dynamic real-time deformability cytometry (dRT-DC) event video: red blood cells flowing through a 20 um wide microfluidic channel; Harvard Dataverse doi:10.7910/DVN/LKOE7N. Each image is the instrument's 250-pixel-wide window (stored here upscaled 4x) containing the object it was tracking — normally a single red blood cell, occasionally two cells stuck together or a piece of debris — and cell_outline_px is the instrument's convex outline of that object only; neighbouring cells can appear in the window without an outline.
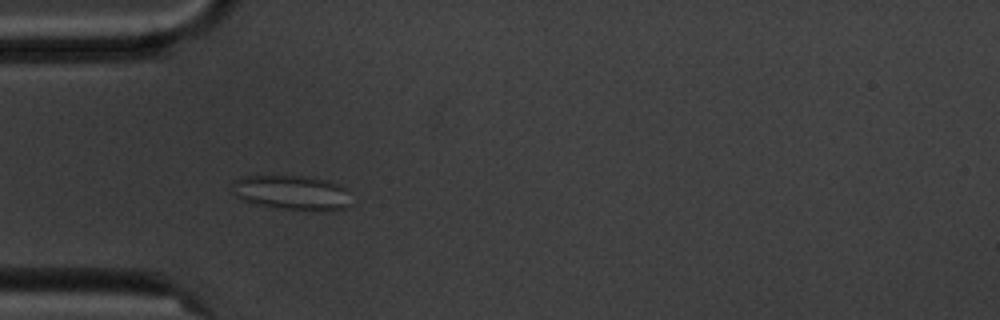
{"species": "common noctule bat (a hibernating species)", "species_latin": "Nyctalus noctula", "temperature_condition": "cold", "stored_images_in_passage": 7, "camera_frame_rate_fps": 3000, "um_per_image_px": 0.085, "animal": {"sex": "male", "body_mass_g": 20.1, "forearm_length_mm": 53.5}, "frame": {"image": 1, "passage_image": 5, "time_ms": 5.333, "image_size_px": [1000, 320], "cell_outline_px": [[348, 204], [344, 208], [276, 208], [256, 204], [244, 200], [236, 196], [228, 188], [236, 180], [244, 176], [312, 176], [340, 184], [344, 188]], "centroid_in_image_um": [24.67, 16.32], "position_along_channel_um": 60.3, "area_um2": 23.12}}
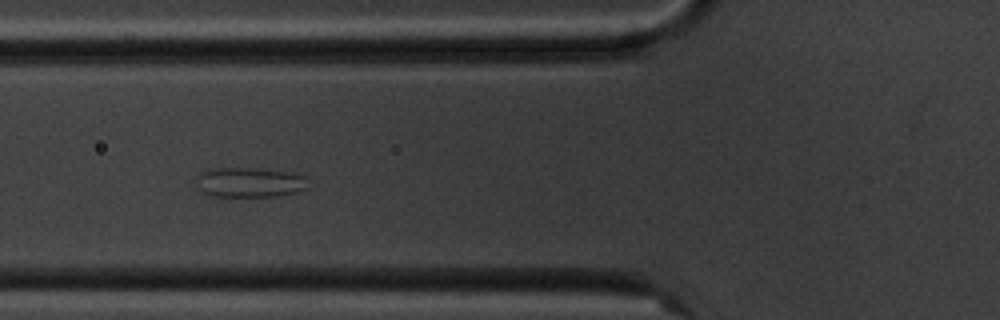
{"frame": {"image": 2, "passage_image": 6, "time_ms": 6.667, "image_size_px": [1000, 320], "cell_outline_px": [[308, 188], [296, 192], [276, 196], [208, 196], [200, 192], [196, 180], [196, 176], [200, 172], [212, 168], [248, 168], [296, 172], [304, 176]], "centroid_in_image_um": [21.18, 15.5], "position_along_channel_um": 104.6, "area_um2": 19.65}}
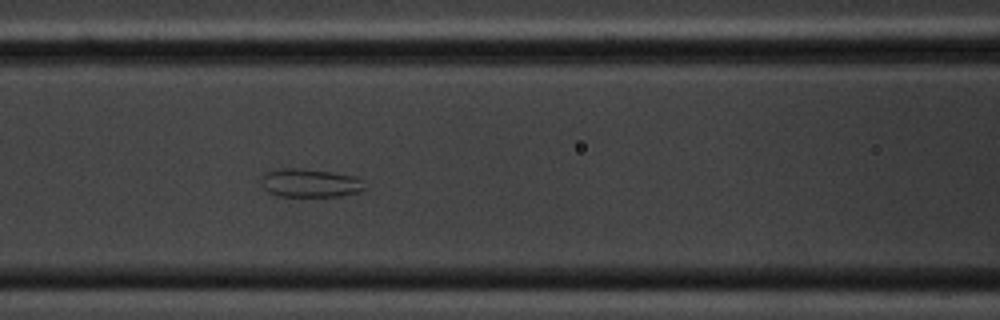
{"frame": {"image": 3, "passage_image": 7, "time_ms": 7.667, "image_size_px": [1000, 320], "cell_outline_px": [[368, 188], [360, 192], [340, 196], [280, 196], [268, 192], [260, 184], [260, 176], [264, 172], [284, 168], [300, 168], [332, 172], [356, 176], [364, 180]], "centroid_in_image_um": [26.38, 15.55], "position_along_channel_um": 140.2, "area_um2": 17.57}}